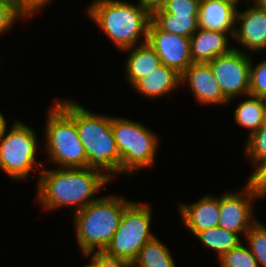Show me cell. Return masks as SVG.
I'll return each mask as SVG.
<instances>
[{
  "label": "cell",
  "mask_w": 266,
  "mask_h": 267,
  "mask_svg": "<svg viewBox=\"0 0 266 267\" xmlns=\"http://www.w3.org/2000/svg\"><path fill=\"white\" fill-rule=\"evenodd\" d=\"M245 238L259 267H266V225L257 221L247 232Z\"/></svg>",
  "instance_id": "603a6c76"
},
{
  "label": "cell",
  "mask_w": 266,
  "mask_h": 267,
  "mask_svg": "<svg viewBox=\"0 0 266 267\" xmlns=\"http://www.w3.org/2000/svg\"><path fill=\"white\" fill-rule=\"evenodd\" d=\"M27 17L18 9L13 0H0V34L8 31L15 21Z\"/></svg>",
  "instance_id": "4316f807"
},
{
  "label": "cell",
  "mask_w": 266,
  "mask_h": 267,
  "mask_svg": "<svg viewBox=\"0 0 266 267\" xmlns=\"http://www.w3.org/2000/svg\"><path fill=\"white\" fill-rule=\"evenodd\" d=\"M167 246L155 236L140 250L132 267H176Z\"/></svg>",
  "instance_id": "44dd1931"
},
{
  "label": "cell",
  "mask_w": 266,
  "mask_h": 267,
  "mask_svg": "<svg viewBox=\"0 0 266 267\" xmlns=\"http://www.w3.org/2000/svg\"><path fill=\"white\" fill-rule=\"evenodd\" d=\"M152 211L147 203L131 202L122 214L118 229L106 249V255L123 259L131 264L141 248L155 235L151 232Z\"/></svg>",
  "instance_id": "52a82bcc"
},
{
  "label": "cell",
  "mask_w": 266,
  "mask_h": 267,
  "mask_svg": "<svg viewBox=\"0 0 266 267\" xmlns=\"http://www.w3.org/2000/svg\"><path fill=\"white\" fill-rule=\"evenodd\" d=\"M200 1H221L225 3H229L230 5H232L233 7L237 9V6L241 0H200Z\"/></svg>",
  "instance_id": "836d02e7"
},
{
  "label": "cell",
  "mask_w": 266,
  "mask_h": 267,
  "mask_svg": "<svg viewBox=\"0 0 266 267\" xmlns=\"http://www.w3.org/2000/svg\"><path fill=\"white\" fill-rule=\"evenodd\" d=\"M87 15L119 50L147 42L151 13L139 4L122 0H95L88 6Z\"/></svg>",
  "instance_id": "3957f363"
},
{
  "label": "cell",
  "mask_w": 266,
  "mask_h": 267,
  "mask_svg": "<svg viewBox=\"0 0 266 267\" xmlns=\"http://www.w3.org/2000/svg\"><path fill=\"white\" fill-rule=\"evenodd\" d=\"M147 42L160 57L161 63L182 74L191 65L190 38L161 30L152 20Z\"/></svg>",
  "instance_id": "8fae6325"
},
{
  "label": "cell",
  "mask_w": 266,
  "mask_h": 267,
  "mask_svg": "<svg viewBox=\"0 0 266 267\" xmlns=\"http://www.w3.org/2000/svg\"><path fill=\"white\" fill-rule=\"evenodd\" d=\"M220 267H259L248 245L240 243L218 258Z\"/></svg>",
  "instance_id": "cb8c5ba5"
},
{
  "label": "cell",
  "mask_w": 266,
  "mask_h": 267,
  "mask_svg": "<svg viewBox=\"0 0 266 267\" xmlns=\"http://www.w3.org/2000/svg\"><path fill=\"white\" fill-rule=\"evenodd\" d=\"M36 132L21 121H15L8 133L0 139V168L11 180L26 179L32 169L45 167L36 161ZM39 164V165H38Z\"/></svg>",
  "instance_id": "ba28073f"
},
{
  "label": "cell",
  "mask_w": 266,
  "mask_h": 267,
  "mask_svg": "<svg viewBox=\"0 0 266 267\" xmlns=\"http://www.w3.org/2000/svg\"><path fill=\"white\" fill-rule=\"evenodd\" d=\"M84 256L90 257V267H132V264L126 260L111 257L104 252H90L84 254Z\"/></svg>",
  "instance_id": "f546056e"
},
{
  "label": "cell",
  "mask_w": 266,
  "mask_h": 267,
  "mask_svg": "<svg viewBox=\"0 0 266 267\" xmlns=\"http://www.w3.org/2000/svg\"><path fill=\"white\" fill-rule=\"evenodd\" d=\"M237 9L221 1H200L198 12L199 28L234 35Z\"/></svg>",
  "instance_id": "2e32d148"
},
{
  "label": "cell",
  "mask_w": 266,
  "mask_h": 267,
  "mask_svg": "<svg viewBox=\"0 0 266 267\" xmlns=\"http://www.w3.org/2000/svg\"><path fill=\"white\" fill-rule=\"evenodd\" d=\"M53 101L74 120L87 156V168L100 172L111 181L113 174L120 173V156L112 133V117L94 114L71 100Z\"/></svg>",
  "instance_id": "7a4b0ae2"
},
{
  "label": "cell",
  "mask_w": 266,
  "mask_h": 267,
  "mask_svg": "<svg viewBox=\"0 0 266 267\" xmlns=\"http://www.w3.org/2000/svg\"><path fill=\"white\" fill-rule=\"evenodd\" d=\"M188 83L194 98L200 104H227L220 85L208 63H192L181 74V84Z\"/></svg>",
  "instance_id": "4fadbf2b"
},
{
  "label": "cell",
  "mask_w": 266,
  "mask_h": 267,
  "mask_svg": "<svg viewBox=\"0 0 266 267\" xmlns=\"http://www.w3.org/2000/svg\"><path fill=\"white\" fill-rule=\"evenodd\" d=\"M251 0H245L244 4H249ZM257 6L266 9V0H252Z\"/></svg>",
  "instance_id": "e575fe53"
},
{
  "label": "cell",
  "mask_w": 266,
  "mask_h": 267,
  "mask_svg": "<svg viewBox=\"0 0 266 267\" xmlns=\"http://www.w3.org/2000/svg\"><path fill=\"white\" fill-rule=\"evenodd\" d=\"M178 85H181V74L173 68L161 64L133 87L144 97L156 99L171 95L172 90L175 91V88H179Z\"/></svg>",
  "instance_id": "e0dca14e"
},
{
  "label": "cell",
  "mask_w": 266,
  "mask_h": 267,
  "mask_svg": "<svg viewBox=\"0 0 266 267\" xmlns=\"http://www.w3.org/2000/svg\"><path fill=\"white\" fill-rule=\"evenodd\" d=\"M18 9L28 18L41 11L53 0H13Z\"/></svg>",
  "instance_id": "4dcf8cb0"
},
{
  "label": "cell",
  "mask_w": 266,
  "mask_h": 267,
  "mask_svg": "<svg viewBox=\"0 0 266 267\" xmlns=\"http://www.w3.org/2000/svg\"><path fill=\"white\" fill-rule=\"evenodd\" d=\"M259 199L246 185L240 193L226 192L219 197L220 220L218 226L236 234H247L257 222L252 216L253 200ZM254 217V218H253Z\"/></svg>",
  "instance_id": "30bf717a"
},
{
  "label": "cell",
  "mask_w": 266,
  "mask_h": 267,
  "mask_svg": "<svg viewBox=\"0 0 266 267\" xmlns=\"http://www.w3.org/2000/svg\"><path fill=\"white\" fill-rule=\"evenodd\" d=\"M229 34L198 28L190 37L193 63H208L214 58L229 53Z\"/></svg>",
  "instance_id": "9a60e30c"
},
{
  "label": "cell",
  "mask_w": 266,
  "mask_h": 267,
  "mask_svg": "<svg viewBox=\"0 0 266 267\" xmlns=\"http://www.w3.org/2000/svg\"><path fill=\"white\" fill-rule=\"evenodd\" d=\"M233 39L249 51L266 49V9L255 3L245 11H237Z\"/></svg>",
  "instance_id": "7c38bea8"
},
{
  "label": "cell",
  "mask_w": 266,
  "mask_h": 267,
  "mask_svg": "<svg viewBox=\"0 0 266 267\" xmlns=\"http://www.w3.org/2000/svg\"><path fill=\"white\" fill-rule=\"evenodd\" d=\"M251 60V55L234 47L229 53L208 62L220 85L221 92L229 102L235 96L249 95Z\"/></svg>",
  "instance_id": "9c48e42d"
},
{
  "label": "cell",
  "mask_w": 266,
  "mask_h": 267,
  "mask_svg": "<svg viewBox=\"0 0 266 267\" xmlns=\"http://www.w3.org/2000/svg\"><path fill=\"white\" fill-rule=\"evenodd\" d=\"M245 154L251 162L266 158V122L255 132L248 135Z\"/></svg>",
  "instance_id": "d4e9b609"
},
{
  "label": "cell",
  "mask_w": 266,
  "mask_h": 267,
  "mask_svg": "<svg viewBox=\"0 0 266 267\" xmlns=\"http://www.w3.org/2000/svg\"><path fill=\"white\" fill-rule=\"evenodd\" d=\"M249 99L241 102L234 112L237 124L248 128L249 134L257 131L265 123L266 99L248 95Z\"/></svg>",
  "instance_id": "d6986e66"
},
{
  "label": "cell",
  "mask_w": 266,
  "mask_h": 267,
  "mask_svg": "<svg viewBox=\"0 0 266 267\" xmlns=\"http://www.w3.org/2000/svg\"><path fill=\"white\" fill-rule=\"evenodd\" d=\"M124 51L129 52L125 62V70L128 77L126 80L130 82L131 86H134L140 79L146 77L162 64L160 57L148 42Z\"/></svg>",
  "instance_id": "ac0fdd59"
},
{
  "label": "cell",
  "mask_w": 266,
  "mask_h": 267,
  "mask_svg": "<svg viewBox=\"0 0 266 267\" xmlns=\"http://www.w3.org/2000/svg\"><path fill=\"white\" fill-rule=\"evenodd\" d=\"M253 163H255L256 167L245 185L258 198H263L266 196V158Z\"/></svg>",
  "instance_id": "83f0119b"
},
{
  "label": "cell",
  "mask_w": 266,
  "mask_h": 267,
  "mask_svg": "<svg viewBox=\"0 0 266 267\" xmlns=\"http://www.w3.org/2000/svg\"><path fill=\"white\" fill-rule=\"evenodd\" d=\"M151 20L163 31L189 38L199 28L198 16H177L162 8L151 14Z\"/></svg>",
  "instance_id": "ffe728a7"
},
{
  "label": "cell",
  "mask_w": 266,
  "mask_h": 267,
  "mask_svg": "<svg viewBox=\"0 0 266 267\" xmlns=\"http://www.w3.org/2000/svg\"><path fill=\"white\" fill-rule=\"evenodd\" d=\"M200 0H166L162 9L177 16H198Z\"/></svg>",
  "instance_id": "f1b7e54d"
},
{
  "label": "cell",
  "mask_w": 266,
  "mask_h": 267,
  "mask_svg": "<svg viewBox=\"0 0 266 267\" xmlns=\"http://www.w3.org/2000/svg\"><path fill=\"white\" fill-rule=\"evenodd\" d=\"M195 236L209 249L214 250L218 258L242 242L238 234L226 231L220 226L202 230Z\"/></svg>",
  "instance_id": "7402d4cb"
},
{
  "label": "cell",
  "mask_w": 266,
  "mask_h": 267,
  "mask_svg": "<svg viewBox=\"0 0 266 267\" xmlns=\"http://www.w3.org/2000/svg\"><path fill=\"white\" fill-rule=\"evenodd\" d=\"M131 202L122 196H101L82 210L73 212L77 242L83 255L106 249L118 229L124 209Z\"/></svg>",
  "instance_id": "277c9868"
},
{
  "label": "cell",
  "mask_w": 266,
  "mask_h": 267,
  "mask_svg": "<svg viewBox=\"0 0 266 267\" xmlns=\"http://www.w3.org/2000/svg\"><path fill=\"white\" fill-rule=\"evenodd\" d=\"M45 149L58 168H85L87 156L74 120L55 102L48 111Z\"/></svg>",
  "instance_id": "8992f818"
},
{
  "label": "cell",
  "mask_w": 266,
  "mask_h": 267,
  "mask_svg": "<svg viewBox=\"0 0 266 267\" xmlns=\"http://www.w3.org/2000/svg\"><path fill=\"white\" fill-rule=\"evenodd\" d=\"M250 63L249 94L266 99V59L253 65Z\"/></svg>",
  "instance_id": "484cf974"
},
{
  "label": "cell",
  "mask_w": 266,
  "mask_h": 267,
  "mask_svg": "<svg viewBox=\"0 0 266 267\" xmlns=\"http://www.w3.org/2000/svg\"><path fill=\"white\" fill-rule=\"evenodd\" d=\"M179 210L184 226L193 235L198 232L218 226L220 220L219 197L206 195L189 205L179 203Z\"/></svg>",
  "instance_id": "5bb4252c"
},
{
  "label": "cell",
  "mask_w": 266,
  "mask_h": 267,
  "mask_svg": "<svg viewBox=\"0 0 266 267\" xmlns=\"http://www.w3.org/2000/svg\"><path fill=\"white\" fill-rule=\"evenodd\" d=\"M7 128V120L0 112V139L5 135Z\"/></svg>",
  "instance_id": "d6a6232c"
},
{
  "label": "cell",
  "mask_w": 266,
  "mask_h": 267,
  "mask_svg": "<svg viewBox=\"0 0 266 267\" xmlns=\"http://www.w3.org/2000/svg\"><path fill=\"white\" fill-rule=\"evenodd\" d=\"M41 169L38 178L37 202L44 209L73 207L82 210L110 181L100 172L90 168Z\"/></svg>",
  "instance_id": "6da1fadb"
},
{
  "label": "cell",
  "mask_w": 266,
  "mask_h": 267,
  "mask_svg": "<svg viewBox=\"0 0 266 267\" xmlns=\"http://www.w3.org/2000/svg\"><path fill=\"white\" fill-rule=\"evenodd\" d=\"M139 5L142 8H145L147 11H149L151 14L157 10L162 8L165 5L166 0H138Z\"/></svg>",
  "instance_id": "1f68e13d"
},
{
  "label": "cell",
  "mask_w": 266,
  "mask_h": 267,
  "mask_svg": "<svg viewBox=\"0 0 266 267\" xmlns=\"http://www.w3.org/2000/svg\"><path fill=\"white\" fill-rule=\"evenodd\" d=\"M112 133L120 156V173L132 175L151 166L159 138L155 132L136 121L112 116Z\"/></svg>",
  "instance_id": "5b68a950"
}]
</instances>
